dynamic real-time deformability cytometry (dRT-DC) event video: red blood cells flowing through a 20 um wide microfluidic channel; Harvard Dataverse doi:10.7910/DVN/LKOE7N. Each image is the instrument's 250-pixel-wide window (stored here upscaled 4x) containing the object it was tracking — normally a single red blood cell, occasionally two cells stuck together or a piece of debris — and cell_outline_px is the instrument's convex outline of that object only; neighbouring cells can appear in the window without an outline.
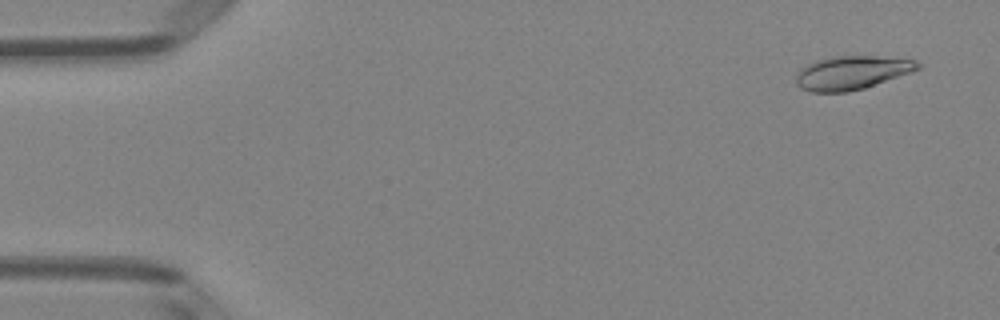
{"species": "Egyptian fruit bat (a non-hibernating species)", "species_latin": "Rousettus aegyptiacus", "temperature_condition": "room temperature", "stored_images_in_passage": 50, "camera_frame_rate_fps": 3000, "um_per_image_px": 0.085, "animal": {"sex": "female"}, "frame": {"image": 1, "passage_image": 3, "time_ms": 0.667, "image_size_px": [1000, 320], "cell_outline_px": [[920, 68], [864, 88], [848, 92], [812, 92], [800, 88], [796, 84], [796, 72], [800, 68], [816, 60], [832, 56], [872, 56], [916, 60], [920, 64]], "centroid_in_image_um": [72.32, 6.18], "position_along_channel_um": 12.7, "area_um2": 23.64}}
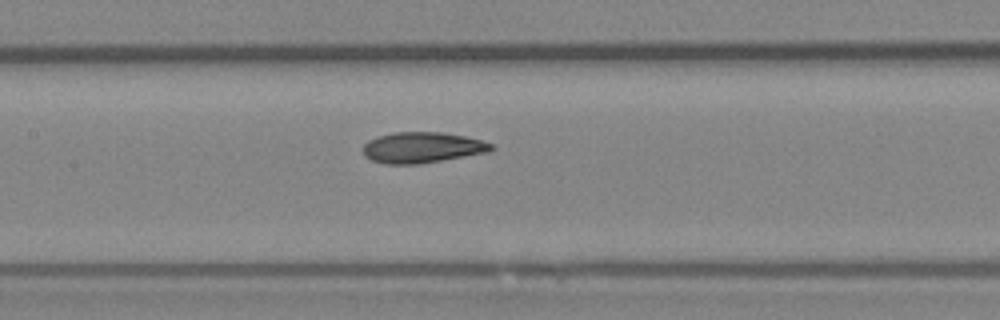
{"frame": {"image": 2, "passage_image": 24, "time_ms": 7.667, "image_size_px": [1000, 320], "cell_outline_px": [[496, 148], [488, 152], [420, 164], [384, 164], [372, 160], [364, 156], [364, 144], [368, 140], [376, 136], [392, 132], [444, 132], [464, 136], [480, 140], [492, 144]], "centroid_in_image_um": [35.87, 12.53], "position_along_channel_um": 171.5, "area_um2": 23.12}}
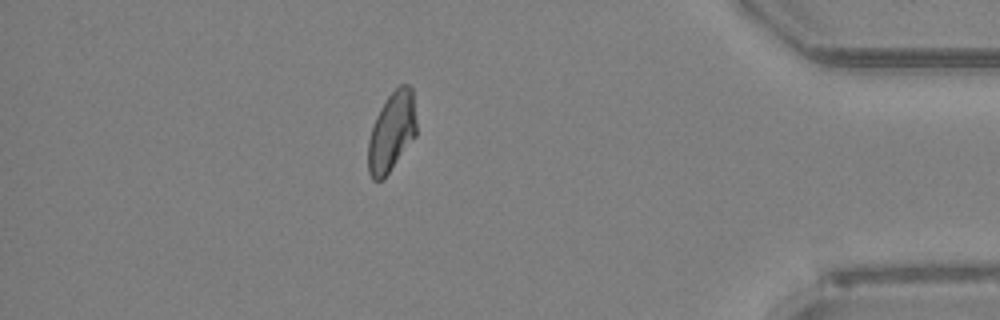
{"frame": {"image": 3, "passage_image": 44, "time_ms": 14.333, "image_size_px": [1000, 320], "cell_outline_px": [[416, 136], [384, 180], [372, 180], [368, 172], [368, 140], [376, 116], [380, 108], [388, 96], [400, 84], [408, 84], [412, 88], [416, 120]], "centroid_in_image_um": [33.29, 11.23], "position_along_channel_um": 401.9, "area_um2": 22.54}, "authors_computed_cell_mechanics": {"area_um2": 23.12, "velocity_mm_per_s": 4.0546, "shape_relaxation_time_tau1_ms": 5.6343, "shape_relaxation_time_tau2_ms": 1.9443, "deformation_change_tau1": 0.169, "deformation_change_tau2": 0.0756}}